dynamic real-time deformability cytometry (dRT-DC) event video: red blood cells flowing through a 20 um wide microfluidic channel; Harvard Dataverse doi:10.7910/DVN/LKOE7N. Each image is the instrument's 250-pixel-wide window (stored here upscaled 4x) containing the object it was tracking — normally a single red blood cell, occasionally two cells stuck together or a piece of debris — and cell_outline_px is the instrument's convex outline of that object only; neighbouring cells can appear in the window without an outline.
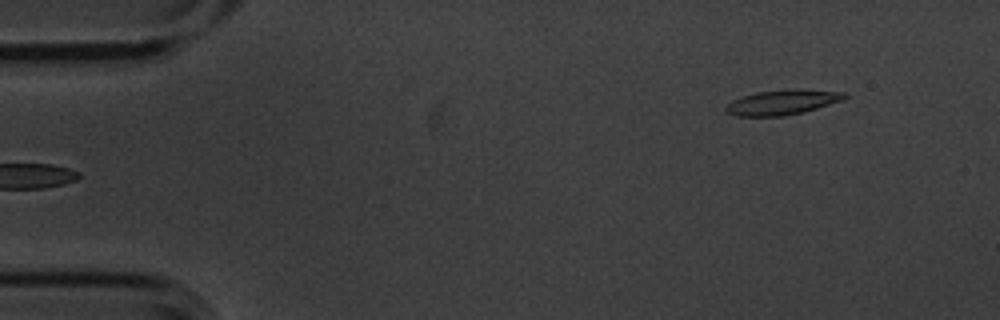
{"species": "common noctule bat (a hibernating species)", "species_latin": "Nyctalus noctula", "temperature_condition": "cold", "stored_images_in_passage": 5, "camera_frame_rate_fps": 3000, "um_per_image_px": 0.085, "animal": {"sex": "male", "body_mass_g": 20.1, "forearm_length_mm": 53.5}, "frame": {"image": 1, "passage_image": 5, "time_ms": 1.333, "image_size_px": [1000, 320], "cell_outline_px": [[848, 96], [844, 100], [804, 112], [784, 116], [736, 116], [724, 112], [724, 108], [732, 100], [756, 92], [796, 88], [848, 92]], "centroid_in_image_um": [66.54, 8.68], "position_along_channel_um": 18.5, "area_um2": 17.57}}